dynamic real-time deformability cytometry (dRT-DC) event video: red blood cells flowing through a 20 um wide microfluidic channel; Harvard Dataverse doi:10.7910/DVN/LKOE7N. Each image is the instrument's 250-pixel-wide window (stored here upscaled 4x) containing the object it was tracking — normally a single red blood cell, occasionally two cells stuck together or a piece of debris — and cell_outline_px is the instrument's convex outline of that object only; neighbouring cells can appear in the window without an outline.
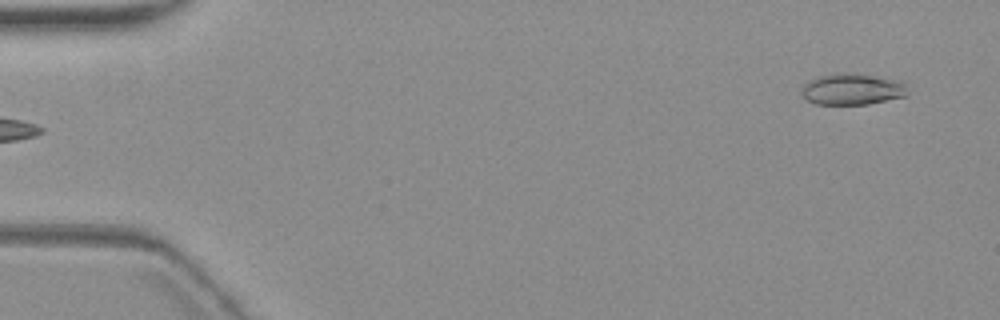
{"species": "common noctule bat (a hibernating species)", "species_latin": "Nyctalus noctula", "temperature_condition": "warm", "stored_images_in_passage": 6, "segment_of_instrument_passage": [2, 2], "camera_frame_rate_fps": 3000, "um_per_image_px": 0.085, "animal": {"sex": "female", "body_mass_g": 19.3, "forearm_length_mm": 54.1}, "frame": {"image": 1, "passage_image": 6, "time_ms": 6.333, "image_size_px": [1000, 320], "cell_outline_px": [[908, 96], [868, 104], [816, 104], [808, 100], [800, 92], [804, 84], [820, 76], [832, 72], [872, 76], [904, 84], [908, 92]], "centroid_in_image_um": [72.39, 7.61], "position_along_channel_um": 12.6, "area_um2": 18.79}}